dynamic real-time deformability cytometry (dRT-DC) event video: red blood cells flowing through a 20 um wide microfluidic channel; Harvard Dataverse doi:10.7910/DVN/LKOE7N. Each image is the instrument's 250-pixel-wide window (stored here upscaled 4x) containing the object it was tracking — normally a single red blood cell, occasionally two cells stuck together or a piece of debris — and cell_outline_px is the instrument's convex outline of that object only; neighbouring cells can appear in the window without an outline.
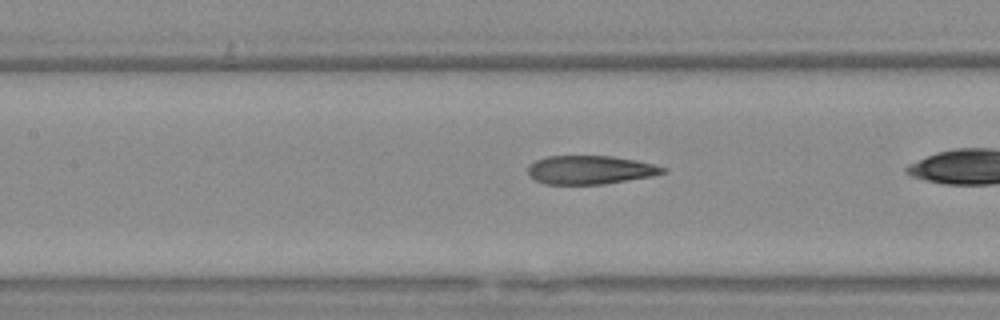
{"species": "Egyptian fruit bat (a non-hibernating species)", "species_latin": "Rousettus aegyptiacus", "temperature_condition": "warm", "stored_images_in_passage": 28, "camera_frame_rate_fps": 3000, "um_per_image_px": 0.085, "animal": {"sex": "female"}, "frame": {"image": 1, "passage_image": 22, "time_ms": 7.0, "image_size_px": [1000, 320], "cell_outline_px": [[668, 172], [652, 176], [604, 184], [544, 184], [528, 176], [528, 164], [536, 160], [548, 156], [612, 156], [636, 160], [668, 168]], "centroid_in_image_um": [50.16, 14.44], "position_along_channel_um": 157.2, "area_um2": 22.6}}